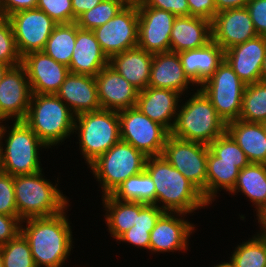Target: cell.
<instances>
[{
  "instance_id": "680465c9",
  "label": "cell",
  "mask_w": 266,
  "mask_h": 267,
  "mask_svg": "<svg viewBox=\"0 0 266 267\" xmlns=\"http://www.w3.org/2000/svg\"><path fill=\"white\" fill-rule=\"evenodd\" d=\"M262 125H263V129H264V131H265V134H266V121H263V122H262Z\"/></svg>"
},
{
  "instance_id": "9f6ffc18",
  "label": "cell",
  "mask_w": 266,
  "mask_h": 267,
  "mask_svg": "<svg viewBox=\"0 0 266 267\" xmlns=\"http://www.w3.org/2000/svg\"><path fill=\"white\" fill-rule=\"evenodd\" d=\"M126 4H140L142 3L144 0H123Z\"/></svg>"
},
{
  "instance_id": "e575fe53",
  "label": "cell",
  "mask_w": 266,
  "mask_h": 267,
  "mask_svg": "<svg viewBox=\"0 0 266 267\" xmlns=\"http://www.w3.org/2000/svg\"><path fill=\"white\" fill-rule=\"evenodd\" d=\"M240 120L262 123L266 121V83L256 82L245 86Z\"/></svg>"
},
{
  "instance_id": "11a10c76",
  "label": "cell",
  "mask_w": 266,
  "mask_h": 267,
  "mask_svg": "<svg viewBox=\"0 0 266 267\" xmlns=\"http://www.w3.org/2000/svg\"><path fill=\"white\" fill-rule=\"evenodd\" d=\"M212 267H234L229 261L228 262H221L219 264H216Z\"/></svg>"
},
{
  "instance_id": "74e56055",
  "label": "cell",
  "mask_w": 266,
  "mask_h": 267,
  "mask_svg": "<svg viewBox=\"0 0 266 267\" xmlns=\"http://www.w3.org/2000/svg\"><path fill=\"white\" fill-rule=\"evenodd\" d=\"M21 56L18 53L14 32L8 17H0V62L10 67L21 64Z\"/></svg>"
},
{
  "instance_id": "30bf717a",
  "label": "cell",
  "mask_w": 266,
  "mask_h": 267,
  "mask_svg": "<svg viewBox=\"0 0 266 267\" xmlns=\"http://www.w3.org/2000/svg\"><path fill=\"white\" fill-rule=\"evenodd\" d=\"M121 140L147 157L162 155L170 132L144 115L136 106L118 111Z\"/></svg>"
},
{
  "instance_id": "d590c367",
  "label": "cell",
  "mask_w": 266,
  "mask_h": 267,
  "mask_svg": "<svg viewBox=\"0 0 266 267\" xmlns=\"http://www.w3.org/2000/svg\"><path fill=\"white\" fill-rule=\"evenodd\" d=\"M0 255L3 267H36L29 243L21 232L0 245Z\"/></svg>"
},
{
  "instance_id": "d4e9b609",
  "label": "cell",
  "mask_w": 266,
  "mask_h": 267,
  "mask_svg": "<svg viewBox=\"0 0 266 267\" xmlns=\"http://www.w3.org/2000/svg\"><path fill=\"white\" fill-rule=\"evenodd\" d=\"M212 41L211 21L195 16H177L170 36V51L199 49Z\"/></svg>"
},
{
  "instance_id": "52a82bcc",
  "label": "cell",
  "mask_w": 266,
  "mask_h": 267,
  "mask_svg": "<svg viewBox=\"0 0 266 267\" xmlns=\"http://www.w3.org/2000/svg\"><path fill=\"white\" fill-rule=\"evenodd\" d=\"M74 133L81 155L89 166L121 140L118 111L98 110L75 116Z\"/></svg>"
},
{
  "instance_id": "f5cc1de1",
  "label": "cell",
  "mask_w": 266,
  "mask_h": 267,
  "mask_svg": "<svg viewBox=\"0 0 266 267\" xmlns=\"http://www.w3.org/2000/svg\"><path fill=\"white\" fill-rule=\"evenodd\" d=\"M260 81L266 83V55L264 56V60H263L262 67H261Z\"/></svg>"
},
{
  "instance_id": "1f68e13d",
  "label": "cell",
  "mask_w": 266,
  "mask_h": 267,
  "mask_svg": "<svg viewBox=\"0 0 266 267\" xmlns=\"http://www.w3.org/2000/svg\"><path fill=\"white\" fill-rule=\"evenodd\" d=\"M78 29L76 22L57 24L43 51L56 62L69 66Z\"/></svg>"
},
{
  "instance_id": "681fc988",
  "label": "cell",
  "mask_w": 266,
  "mask_h": 267,
  "mask_svg": "<svg viewBox=\"0 0 266 267\" xmlns=\"http://www.w3.org/2000/svg\"><path fill=\"white\" fill-rule=\"evenodd\" d=\"M102 0H71L73 10V22L84 12L91 10Z\"/></svg>"
},
{
  "instance_id": "4fadbf2b",
  "label": "cell",
  "mask_w": 266,
  "mask_h": 267,
  "mask_svg": "<svg viewBox=\"0 0 266 267\" xmlns=\"http://www.w3.org/2000/svg\"><path fill=\"white\" fill-rule=\"evenodd\" d=\"M11 22L16 47L21 57L43 51L56 23L44 11L28 9L16 12L8 17Z\"/></svg>"
},
{
  "instance_id": "836d02e7",
  "label": "cell",
  "mask_w": 266,
  "mask_h": 267,
  "mask_svg": "<svg viewBox=\"0 0 266 267\" xmlns=\"http://www.w3.org/2000/svg\"><path fill=\"white\" fill-rule=\"evenodd\" d=\"M239 244L229 258L234 267H266V238L255 234Z\"/></svg>"
},
{
  "instance_id": "bcb514c9",
  "label": "cell",
  "mask_w": 266,
  "mask_h": 267,
  "mask_svg": "<svg viewBox=\"0 0 266 267\" xmlns=\"http://www.w3.org/2000/svg\"><path fill=\"white\" fill-rule=\"evenodd\" d=\"M21 222L18 216L0 214V245L8 243L21 232Z\"/></svg>"
},
{
  "instance_id": "ffe728a7",
  "label": "cell",
  "mask_w": 266,
  "mask_h": 267,
  "mask_svg": "<svg viewBox=\"0 0 266 267\" xmlns=\"http://www.w3.org/2000/svg\"><path fill=\"white\" fill-rule=\"evenodd\" d=\"M265 55L266 38L259 35L225 50V60L246 85L260 82Z\"/></svg>"
},
{
  "instance_id": "2e32d148",
  "label": "cell",
  "mask_w": 266,
  "mask_h": 267,
  "mask_svg": "<svg viewBox=\"0 0 266 267\" xmlns=\"http://www.w3.org/2000/svg\"><path fill=\"white\" fill-rule=\"evenodd\" d=\"M138 9L137 47L152 54L170 51V36L176 15L152 7Z\"/></svg>"
},
{
  "instance_id": "5bb4252c",
  "label": "cell",
  "mask_w": 266,
  "mask_h": 267,
  "mask_svg": "<svg viewBox=\"0 0 266 267\" xmlns=\"http://www.w3.org/2000/svg\"><path fill=\"white\" fill-rule=\"evenodd\" d=\"M186 215L188 214L164 212L150 232L149 252L163 254L187 251L190 244L189 237L194 234L196 226L186 219Z\"/></svg>"
},
{
  "instance_id": "ee69618b",
  "label": "cell",
  "mask_w": 266,
  "mask_h": 267,
  "mask_svg": "<svg viewBox=\"0 0 266 267\" xmlns=\"http://www.w3.org/2000/svg\"><path fill=\"white\" fill-rule=\"evenodd\" d=\"M153 228H141L132 226L127 232L123 233L117 240L124 243L132 244L140 249L149 250L150 245V232Z\"/></svg>"
},
{
  "instance_id": "db71d44e",
  "label": "cell",
  "mask_w": 266,
  "mask_h": 267,
  "mask_svg": "<svg viewBox=\"0 0 266 267\" xmlns=\"http://www.w3.org/2000/svg\"><path fill=\"white\" fill-rule=\"evenodd\" d=\"M10 68L9 65H6L4 63L0 62V81L2 80V77L6 73V71Z\"/></svg>"
},
{
  "instance_id": "8d00e7d4",
  "label": "cell",
  "mask_w": 266,
  "mask_h": 267,
  "mask_svg": "<svg viewBox=\"0 0 266 267\" xmlns=\"http://www.w3.org/2000/svg\"><path fill=\"white\" fill-rule=\"evenodd\" d=\"M125 5L123 0H102L94 8L80 15L76 24L81 29L93 30L115 17Z\"/></svg>"
},
{
  "instance_id": "3957f363",
  "label": "cell",
  "mask_w": 266,
  "mask_h": 267,
  "mask_svg": "<svg viewBox=\"0 0 266 267\" xmlns=\"http://www.w3.org/2000/svg\"><path fill=\"white\" fill-rule=\"evenodd\" d=\"M11 123L13 124L7 123L6 126V121L0 122V152L3 172L17 176L43 171L39 155L41 149H48V147L24 121H12Z\"/></svg>"
},
{
  "instance_id": "9c48e42d",
  "label": "cell",
  "mask_w": 266,
  "mask_h": 267,
  "mask_svg": "<svg viewBox=\"0 0 266 267\" xmlns=\"http://www.w3.org/2000/svg\"><path fill=\"white\" fill-rule=\"evenodd\" d=\"M245 86L224 59L199 89L210 100L218 116L227 124L239 119Z\"/></svg>"
},
{
  "instance_id": "c3c4849f",
  "label": "cell",
  "mask_w": 266,
  "mask_h": 267,
  "mask_svg": "<svg viewBox=\"0 0 266 267\" xmlns=\"http://www.w3.org/2000/svg\"><path fill=\"white\" fill-rule=\"evenodd\" d=\"M38 0H0V11L2 16L10 15L28 9L37 8Z\"/></svg>"
},
{
  "instance_id": "7a4b0ae2",
  "label": "cell",
  "mask_w": 266,
  "mask_h": 267,
  "mask_svg": "<svg viewBox=\"0 0 266 267\" xmlns=\"http://www.w3.org/2000/svg\"><path fill=\"white\" fill-rule=\"evenodd\" d=\"M145 171L155 184L156 205L164 212L185 214L208 207L202 192L174 168L164 156L147 157Z\"/></svg>"
},
{
  "instance_id": "ab89813d",
  "label": "cell",
  "mask_w": 266,
  "mask_h": 267,
  "mask_svg": "<svg viewBox=\"0 0 266 267\" xmlns=\"http://www.w3.org/2000/svg\"><path fill=\"white\" fill-rule=\"evenodd\" d=\"M37 9L44 11L56 23H72L71 0H38Z\"/></svg>"
},
{
  "instance_id": "9a60e30c",
  "label": "cell",
  "mask_w": 266,
  "mask_h": 267,
  "mask_svg": "<svg viewBox=\"0 0 266 267\" xmlns=\"http://www.w3.org/2000/svg\"><path fill=\"white\" fill-rule=\"evenodd\" d=\"M32 96L28 76L20 64L10 67L0 81V122L23 121Z\"/></svg>"
},
{
  "instance_id": "4316f807",
  "label": "cell",
  "mask_w": 266,
  "mask_h": 267,
  "mask_svg": "<svg viewBox=\"0 0 266 267\" xmlns=\"http://www.w3.org/2000/svg\"><path fill=\"white\" fill-rule=\"evenodd\" d=\"M153 54L139 47L113 55L109 65L139 91L148 87Z\"/></svg>"
},
{
  "instance_id": "f35d334b",
  "label": "cell",
  "mask_w": 266,
  "mask_h": 267,
  "mask_svg": "<svg viewBox=\"0 0 266 267\" xmlns=\"http://www.w3.org/2000/svg\"><path fill=\"white\" fill-rule=\"evenodd\" d=\"M208 147L221 161L249 162L244 151L227 131L211 142Z\"/></svg>"
},
{
  "instance_id": "83f0119b",
  "label": "cell",
  "mask_w": 266,
  "mask_h": 267,
  "mask_svg": "<svg viewBox=\"0 0 266 267\" xmlns=\"http://www.w3.org/2000/svg\"><path fill=\"white\" fill-rule=\"evenodd\" d=\"M226 131L244 151L250 163L266 164V134L262 123L238 119L227 123Z\"/></svg>"
},
{
  "instance_id": "7dc6e473",
  "label": "cell",
  "mask_w": 266,
  "mask_h": 267,
  "mask_svg": "<svg viewBox=\"0 0 266 267\" xmlns=\"http://www.w3.org/2000/svg\"><path fill=\"white\" fill-rule=\"evenodd\" d=\"M190 16L205 18L212 21L217 13L214 0H187Z\"/></svg>"
},
{
  "instance_id": "91938a15",
  "label": "cell",
  "mask_w": 266,
  "mask_h": 267,
  "mask_svg": "<svg viewBox=\"0 0 266 267\" xmlns=\"http://www.w3.org/2000/svg\"><path fill=\"white\" fill-rule=\"evenodd\" d=\"M0 267H3V262H2L1 255H0Z\"/></svg>"
},
{
  "instance_id": "44dd1931",
  "label": "cell",
  "mask_w": 266,
  "mask_h": 267,
  "mask_svg": "<svg viewBox=\"0 0 266 267\" xmlns=\"http://www.w3.org/2000/svg\"><path fill=\"white\" fill-rule=\"evenodd\" d=\"M182 94L174 90L148 86L139 91L136 107L154 122L173 129ZM180 102V103H179Z\"/></svg>"
},
{
  "instance_id": "7bdbcfd3",
  "label": "cell",
  "mask_w": 266,
  "mask_h": 267,
  "mask_svg": "<svg viewBox=\"0 0 266 267\" xmlns=\"http://www.w3.org/2000/svg\"><path fill=\"white\" fill-rule=\"evenodd\" d=\"M137 7H152L169 11L176 16H189L187 0H144Z\"/></svg>"
},
{
  "instance_id": "f6af8a7d",
  "label": "cell",
  "mask_w": 266,
  "mask_h": 267,
  "mask_svg": "<svg viewBox=\"0 0 266 267\" xmlns=\"http://www.w3.org/2000/svg\"><path fill=\"white\" fill-rule=\"evenodd\" d=\"M246 9L257 34L266 38V0H250Z\"/></svg>"
},
{
  "instance_id": "7c38bea8",
  "label": "cell",
  "mask_w": 266,
  "mask_h": 267,
  "mask_svg": "<svg viewBox=\"0 0 266 267\" xmlns=\"http://www.w3.org/2000/svg\"><path fill=\"white\" fill-rule=\"evenodd\" d=\"M138 9L126 4L115 17L92 30L101 50L110 59L113 55L137 47Z\"/></svg>"
},
{
  "instance_id": "6da1fadb",
  "label": "cell",
  "mask_w": 266,
  "mask_h": 267,
  "mask_svg": "<svg viewBox=\"0 0 266 267\" xmlns=\"http://www.w3.org/2000/svg\"><path fill=\"white\" fill-rule=\"evenodd\" d=\"M67 209L69 206L60 214L21 222V233L29 243L36 267H62L69 260L74 239Z\"/></svg>"
},
{
  "instance_id": "4dcf8cb0",
  "label": "cell",
  "mask_w": 266,
  "mask_h": 267,
  "mask_svg": "<svg viewBox=\"0 0 266 267\" xmlns=\"http://www.w3.org/2000/svg\"><path fill=\"white\" fill-rule=\"evenodd\" d=\"M102 206L105 211L104 219L110 236L118 239L136 222V202L120 201L111 194L102 196Z\"/></svg>"
},
{
  "instance_id": "b9f144b4",
  "label": "cell",
  "mask_w": 266,
  "mask_h": 267,
  "mask_svg": "<svg viewBox=\"0 0 266 267\" xmlns=\"http://www.w3.org/2000/svg\"><path fill=\"white\" fill-rule=\"evenodd\" d=\"M164 211L155 204L136 202V227L154 228Z\"/></svg>"
},
{
  "instance_id": "277c9868",
  "label": "cell",
  "mask_w": 266,
  "mask_h": 267,
  "mask_svg": "<svg viewBox=\"0 0 266 267\" xmlns=\"http://www.w3.org/2000/svg\"><path fill=\"white\" fill-rule=\"evenodd\" d=\"M23 121L48 149L75 135V115L56 94H32Z\"/></svg>"
},
{
  "instance_id": "6f0895ef",
  "label": "cell",
  "mask_w": 266,
  "mask_h": 267,
  "mask_svg": "<svg viewBox=\"0 0 266 267\" xmlns=\"http://www.w3.org/2000/svg\"><path fill=\"white\" fill-rule=\"evenodd\" d=\"M3 172V169H2V160H1V152H0V174Z\"/></svg>"
},
{
  "instance_id": "7402d4cb",
  "label": "cell",
  "mask_w": 266,
  "mask_h": 267,
  "mask_svg": "<svg viewBox=\"0 0 266 267\" xmlns=\"http://www.w3.org/2000/svg\"><path fill=\"white\" fill-rule=\"evenodd\" d=\"M56 95L75 116L101 110L95 76L69 73Z\"/></svg>"
},
{
  "instance_id": "f546056e",
  "label": "cell",
  "mask_w": 266,
  "mask_h": 267,
  "mask_svg": "<svg viewBox=\"0 0 266 267\" xmlns=\"http://www.w3.org/2000/svg\"><path fill=\"white\" fill-rule=\"evenodd\" d=\"M242 193L255 206L256 213L266 206V164L249 163L240 170L231 196Z\"/></svg>"
},
{
  "instance_id": "5b68a950",
  "label": "cell",
  "mask_w": 266,
  "mask_h": 267,
  "mask_svg": "<svg viewBox=\"0 0 266 267\" xmlns=\"http://www.w3.org/2000/svg\"><path fill=\"white\" fill-rule=\"evenodd\" d=\"M42 172L14 176L16 207L22 221L54 216L70 206L58 184L53 185Z\"/></svg>"
},
{
  "instance_id": "e0dca14e",
  "label": "cell",
  "mask_w": 266,
  "mask_h": 267,
  "mask_svg": "<svg viewBox=\"0 0 266 267\" xmlns=\"http://www.w3.org/2000/svg\"><path fill=\"white\" fill-rule=\"evenodd\" d=\"M32 94H56L70 73L69 67L56 62L44 51H34L21 58Z\"/></svg>"
},
{
  "instance_id": "f1b7e54d",
  "label": "cell",
  "mask_w": 266,
  "mask_h": 267,
  "mask_svg": "<svg viewBox=\"0 0 266 267\" xmlns=\"http://www.w3.org/2000/svg\"><path fill=\"white\" fill-rule=\"evenodd\" d=\"M250 162L221 161L210 150L207 158L206 201L212 205L221 190L230 193L236 182L240 170ZM221 189V190H220Z\"/></svg>"
},
{
  "instance_id": "d6a6232c",
  "label": "cell",
  "mask_w": 266,
  "mask_h": 267,
  "mask_svg": "<svg viewBox=\"0 0 266 267\" xmlns=\"http://www.w3.org/2000/svg\"><path fill=\"white\" fill-rule=\"evenodd\" d=\"M111 195L120 201H132L156 205L155 184L145 170L140 174L126 179Z\"/></svg>"
},
{
  "instance_id": "ac0fdd59",
  "label": "cell",
  "mask_w": 266,
  "mask_h": 267,
  "mask_svg": "<svg viewBox=\"0 0 266 267\" xmlns=\"http://www.w3.org/2000/svg\"><path fill=\"white\" fill-rule=\"evenodd\" d=\"M211 31L212 41L224 51L258 36L246 7L216 13Z\"/></svg>"
},
{
  "instance_id": "603a6c76",
  "label": "cell",
  "mask_w": 266,
  "mask_h": 267,
  "mask_svg": "<svg viewBox=\"0 0 266 267\" xmlns=\"http://www.w3.org/2000/svg\"><path fill=\"white\" fill-rule=\"evenodd\" d=\"M148 86L177 91L188 95L190 86L195 85L185 75L178 53L162 52L153 54Z\"/></svg>"
},
{
  "instance_id": "816d5d0a",
  "label": "cell",
  "mask_w": 266,
  "mask_h": 267,
  "mask_svg": "<svg viewBox=\"0 0 266 267\" xmlns=\"http://www.w3.org/2000/svg\"><path fill=\"white\" fill-rule=\"evenodd\" d=\"M255 215L257 217L256 219L258 220L257 223L260 227V230L256 234L262 238H266V206H264Z\"/></svg>"
},
{
  "instance_id": "8992f818",
  "label": "cell",
  "mask_w": 266,
  "mask_h": 267,
  "mask_svg": "<svg viewBox=\"0 0 266 267\" xmlns=\"http://www.w3.org/2000/svg\"><path fill=\"white\" fill-rule=\"evenodd\" d=\"M179 105L170 134L176 138L209 145L226 131V123L199 89Z\"/></svg>"
},
{
  "instance_id": "8fae6325",
  "label": "cell",
  "mask_w": 266,
  "mask_h": 267,
  "mask_svg": "<svg viewBox=\"0 0 266 267\" xmlns=\"http://www.w3.org/2000/svg\"><path fill=\"white\" fill-rule=\"evenodd\" d=\"M209 147L206 144L176 138H167L162 156L192 182L206 200L207 158Z\"/></svg>"
},
{
  "instance_id": "ba28073f",
  "label": "cell",
  "mask_w": 266,
  "mask_h": 267,
  "mask_svg": "<svg viewBox=\"0 0 266 267\" xmlns=\"http://www.w3.org/2000/svg\"><path fill=\"white\" fill-rule=\"evenodd\" d=\"M147 156L122 140L100 155L88 168L102 188V196L112 194L129 177L145 170Z\"/></svg>"
},
{
  "instance_id": "cb8c5ba5",
  "label": "cell",
  "mask_w": 266,
  "mask_h": 267,
  "mask_svg": "<svg viewBox=\"0 0 266 267\" xmlns=\"http://www.w3.org/2000/svg\"><path fill=\"white\" fill-rule=\"evenodd\" d=\"M185 75L200 87L225 59V51L214 41L199 49L178 53Z\"/></svg>"
},
{
  "instance_id": "484cf974",
  "label": "cell",
  "mask_w": 266,
  "mask_h": 267,
  "mask_svg": "<svg viewBox=\"0 0 266 267\" xmlns=\"http://www.w3.org/2000/svg\"><path fill=\"white\" fill-rule=\"evenodd\" d=\"M109 64L108 57L103 53L92 30L79 28L75 47L69 67V72L96 76Z\"/></svg>"
},
{
  "instance_id": "f907efd6",
  "label": "cell",
  "mask_w": 266,
  "mask_h": 267,
  "mask_svg": "<svg viewBox=\"0 0 266 267\" xmlns=\"http://www.w3.org/2000/svg\"><path fill=\"white\" fill-rule=\"evenodd\" d=\"M250 0H214L217 13L220 11L246 7Z\"/></svg>"
},
{
  "instance_id": "d6986e66",
  "label": "cell",
  "mask_w": 266,
  "mask_h": 267,
  "mask_svg": "<svg viewBox=\"0 0 266 267\" xmlns=\"http://www.w3.org/2000/svg\"><path fill=\"white\" fill-rule=\"evenodd\" d=\"M101 109L121 111L136 106L139 90L109 64L95 76Z\"/></svg>"
},
{
  "instance_id": "60d3db41",
  "label": "cell",
  "mask_w": 266,
  "mask_h": 267,
  "mask_svg": "<svg viewBox=\"0 0 266 267\" xmlns=\"http://www.w3.org/2000/svg\"><path fill=\"white\" fill-rule=\"evenodd\" d=\"M0 214L18 216L14 193V176L4 172L0 174Z\"/></svg>"
}]
</instances>
